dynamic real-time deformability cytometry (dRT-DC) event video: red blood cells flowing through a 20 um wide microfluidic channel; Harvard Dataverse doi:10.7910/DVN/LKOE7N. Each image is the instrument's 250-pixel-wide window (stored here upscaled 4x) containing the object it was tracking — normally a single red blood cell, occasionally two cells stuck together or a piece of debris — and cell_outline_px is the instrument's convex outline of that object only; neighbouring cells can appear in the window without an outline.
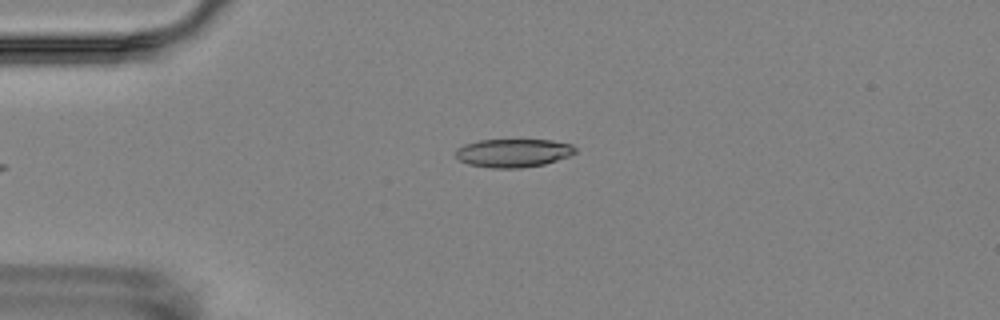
{"species": "Egyptian fruit bat (a non-hibernating species)", "species_latin": "Rousettus aegyptiacus", "temperature_condition": "room temperature", "stored_images_in_passage": 5, "camera_frame_rate_fps": 3000, "um_per_image_px": 0.085, "animal": {"sex": "female"}, "frame": {"image": 1, "passage_image": 5, "time_ms": 4.333, "image_size_px": [1000, 320], "cell_outline_px": [[576, 152], [568, 156], [544, 164], [520, 168], [492, 168], [468, 164], [460, 160], [456, 156], [456, 148], [464, 144], [480, 140], [552, 140], [572, 144], [576, 148]], "centroid_in_image_um": [43.62, 13.0], "position_along_channel_um": 41.4, "area_um2": 19.71}}